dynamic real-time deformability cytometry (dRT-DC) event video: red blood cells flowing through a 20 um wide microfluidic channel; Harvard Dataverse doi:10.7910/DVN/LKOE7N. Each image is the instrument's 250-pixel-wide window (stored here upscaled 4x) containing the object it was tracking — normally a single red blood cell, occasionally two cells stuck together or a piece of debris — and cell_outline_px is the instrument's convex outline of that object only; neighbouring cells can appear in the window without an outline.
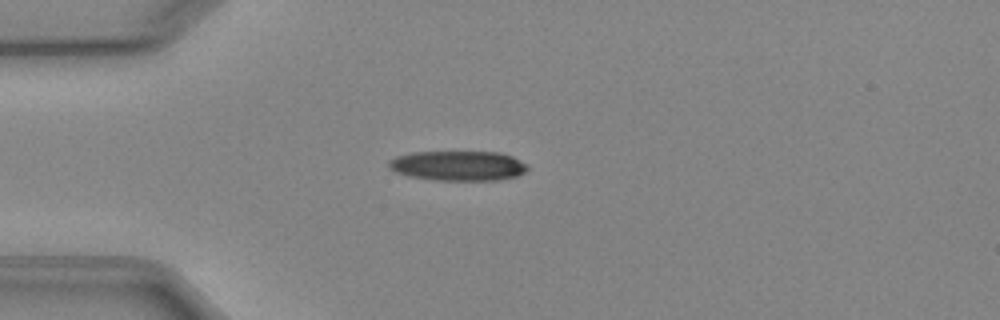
{"species": "Egyptian fruit bat (a non-hibernating species)", "species_latin": "Rousettus aegyptiacus", "temperature_condition": "cold", "stored_images_in_passage": 3, "camera_frame_rate_fps": 3000, "um_per_image_px": 0.085, "animal": {"sex": "female"}, "frame": {"image": 1, "passage_image": 3, "time_ms": 2.333, "image_size_px": [1000, 320], "cell_outline_px": [[528, 168], [524, 172], [516, 176], [496, 180], [436, 180], [408, 176], [396, 172], [388, 168], [388, 160], [396, 156], [412, 152], [500, 152], [512, 156], [528, 164]], "centroid_in_image_um": [38.92, 14.08], "position_along_channel_um": 46.1, "area_um2": 24.22}}